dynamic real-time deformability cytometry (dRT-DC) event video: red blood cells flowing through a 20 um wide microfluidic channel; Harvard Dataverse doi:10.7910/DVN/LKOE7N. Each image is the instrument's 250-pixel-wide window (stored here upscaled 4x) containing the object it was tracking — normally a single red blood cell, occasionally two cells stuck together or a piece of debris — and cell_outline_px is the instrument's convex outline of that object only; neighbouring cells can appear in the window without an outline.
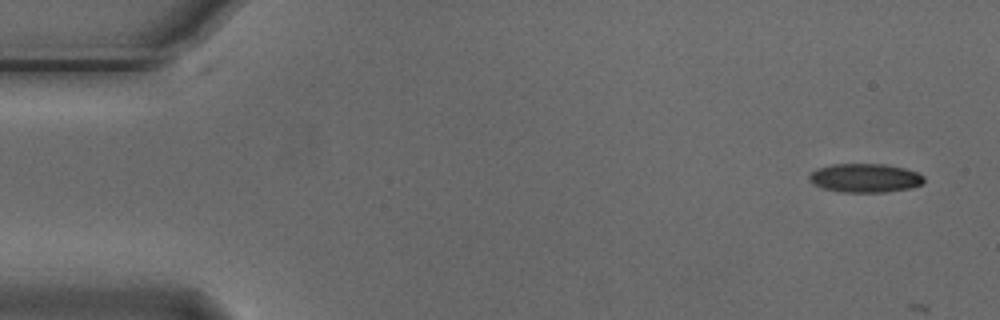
{"species": "Egyptian fruit bat (a non-hibernating species)", "species_latin": "Rousettus aegyptiacus", "temperature_condition": "cold", "stored_images_in_passage": 5, "camera_frame_rate_fps": 3000, "um_per_image_px": 0.085, "animal": {"sex": "male"}, "frame": {"image": 1, "passage_image": 1, "time_ms": 0.0, "image_size_px": [1000, 320], "cell_outline_px": [[924, 184], [912, 188], [884, 192], [840, 192], [824, 188], [816, 184], [808, 176], [816, 168], [832, 164], [884, 164], [904, 168], [916, 172], [924, 176]], "centroid_in_image_um": [73.57, 15.13], "position_along_channel_um": 11.4, "area_um2": 19.19}}